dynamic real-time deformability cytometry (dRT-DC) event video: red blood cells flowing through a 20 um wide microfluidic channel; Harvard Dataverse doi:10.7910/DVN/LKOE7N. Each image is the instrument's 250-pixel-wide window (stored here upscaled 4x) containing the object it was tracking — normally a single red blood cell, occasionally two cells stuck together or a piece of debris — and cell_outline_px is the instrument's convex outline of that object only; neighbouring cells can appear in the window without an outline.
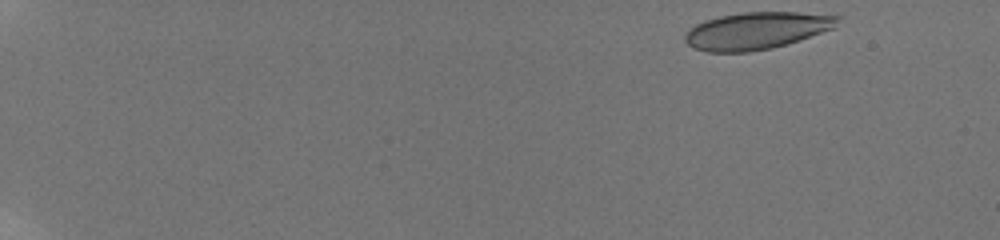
{"species": "human", "species_latin": "Homo sapiens", "temperature_condition": "room temperature", "stored_images_in_passage": 52, "camera_frame_rate_fps": 3000, "um_per_image_px": 0.085, "donor": {"sex": "male"}, "frame": {"image": 1, "passage_image": 1, "time_ms": 0.0, "image_size_px": [1000, 240], "cell_outline_px": [[840, 16], [836, 28], [772, 48], [748, 52], [708, 52], [692, 48], [684, 40], [684, 36], [696, 24], [704, 20], [720, 16], [744, 12], [796, 12]], "centroid_in_image_um": [64.3, 2.61], "position_along_channel_um": 20.7, "area_um2": 32.89}}
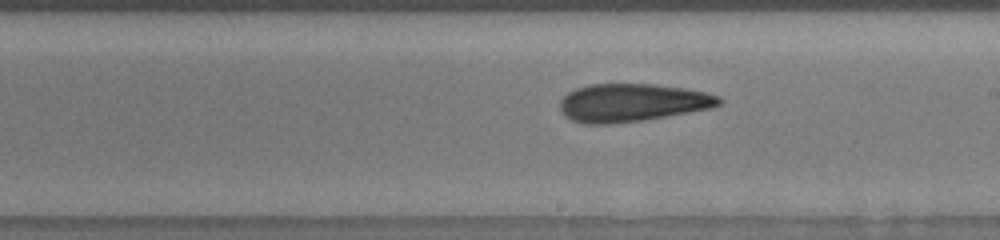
{"frame": {"image": 2, "passage_image": 32, "time_ms": 10.333, "image_size_px": [1000, 240], "cell_outline_px": [[724, 100], [720, 104], [712, 108], [640, 120], [608, 124], [588, 124], [572, 120], [564, 116], [560, 108], [560, 100], [568, 92], [576, 88], [592, 84], [652, 84], [684, 88], [704, 92], [720, 96]], "centroid_in_image_um": [53.72, 8.72], "position_along_channel_um": 235.3, "area_um2": 34.97}}
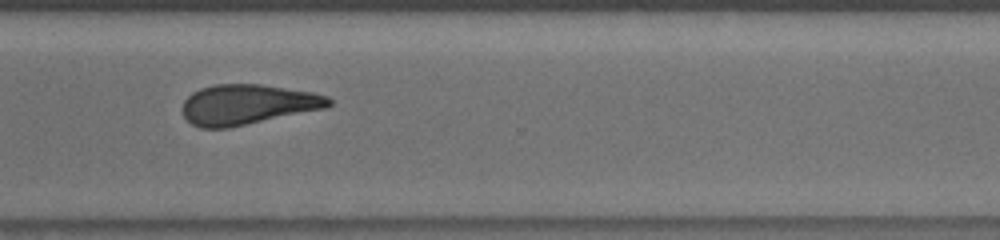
{"frame": {"image": 3, "passage_image": 41, "time_ms": 13.333, "image_size_px": [1000, 240], "cell_outline_px": [[332, 104], [324, 108], [228, 128], [200, 128], [192, 124], [184, 116], [184, 100], [192, 92], [200, 88], [216, 84], [260, 84], [312, 92], [328, 96], [332, 100]], "centroid_in_image_um": [21.03, 8.87], "position_along_channel_um": 349.6, "area_um2": 33.93}, "authors_computed_cell_mechanics": {"area_um2": 34.1598, "velocity_mm_per_s": 3.8086, "shape_relaxation_time_tau1_ms": 10.3236, "shape_relaxation_time_tau2_ms": 3.5211, "deformation_change_tau1": 0.2268, "deformation_change_tau2": 0.1187}}